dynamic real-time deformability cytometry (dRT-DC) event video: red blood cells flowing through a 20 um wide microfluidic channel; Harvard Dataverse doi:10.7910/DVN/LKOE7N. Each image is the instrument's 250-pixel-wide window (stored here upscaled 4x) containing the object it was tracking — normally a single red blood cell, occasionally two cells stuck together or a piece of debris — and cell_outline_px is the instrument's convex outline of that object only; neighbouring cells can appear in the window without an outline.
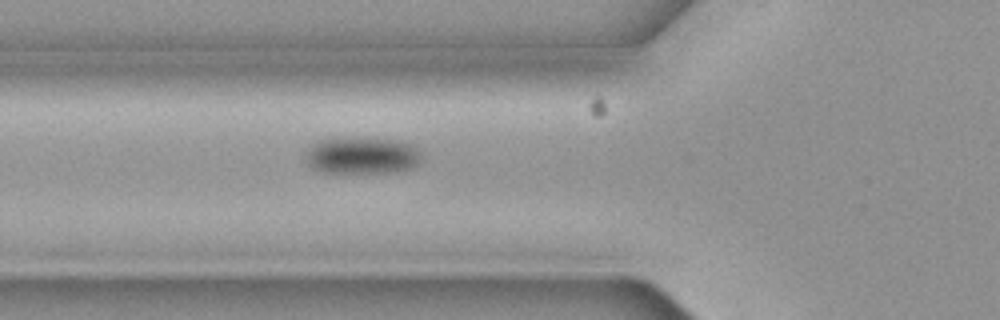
{"species": "common noctule bat (a hibernating species)", "species_latin": "Nyctalus noctula", "temperature_condition": "cold", "stored_images_in_passage": 2, "camera_frame_rate_fps": 3000, "um_per_image_px": 0.085, "animal": {"sex": "female", "body_mass_g": 19.3, "forearm_length_mm": 54.1}, "frame": {"image": 1, "passage_image": 2, "time_ms": 0.333, "image_size_px": [1000, 320], "cell_outline_px": [[420, 156], [416, 164], [412, 168], [392, 172], [324, 172], [312, 168], [308, 164], [304, 156], [312, 144], [320, 140], [348, 136], [396, 140], [412, 144], [420, 152]], "centroid_in_image_um": [30.73, 13.19], "position_along_channel_um": 95.1, "area_um2": 25.03}}